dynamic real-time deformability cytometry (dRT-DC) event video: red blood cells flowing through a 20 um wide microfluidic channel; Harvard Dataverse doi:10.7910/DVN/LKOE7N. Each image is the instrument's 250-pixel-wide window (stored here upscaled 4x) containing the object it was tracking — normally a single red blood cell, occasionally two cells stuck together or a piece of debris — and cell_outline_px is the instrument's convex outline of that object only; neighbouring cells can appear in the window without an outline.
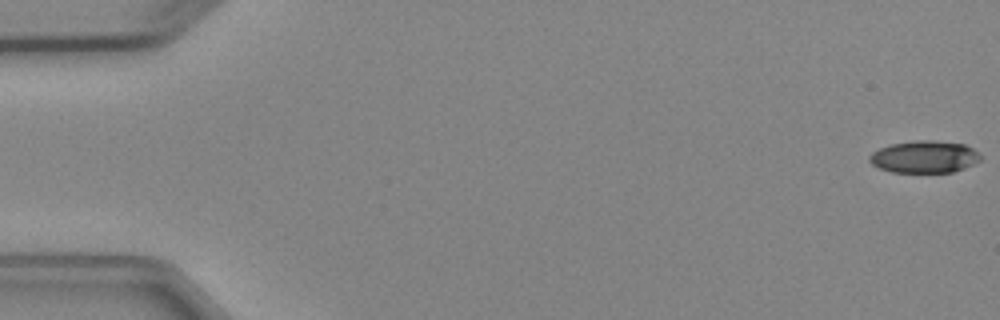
{"species": "Egyptian fruit bat (a non-hibernating species)", "species_latin": "Rousettus aegyptiacus", "temperature_condition": "cold", "stored_images_in_passage": 5, "camera_frame_rate_fps": 3000, "um_per_image_px": 0.085, "animal": {"sex": "female"}, "frame": {"image": 1, "passage_image": 1, "time_ms": 0.0, "image_size_px": [1000, 320], "cell_outline_px": [[980, 160], [964, 168], [952, 172], [892, 172], [880, 168], [872, 164], [868, 160], [868, 156], [872, 152], [888, 144], [916, 140], [936, 140], [964, 144], [972, 148], [980, 156]], "centroid_in_image_um": [78.53, 13.32], "position_along_channel_um": 6.5, "area_um2": 20.81}}
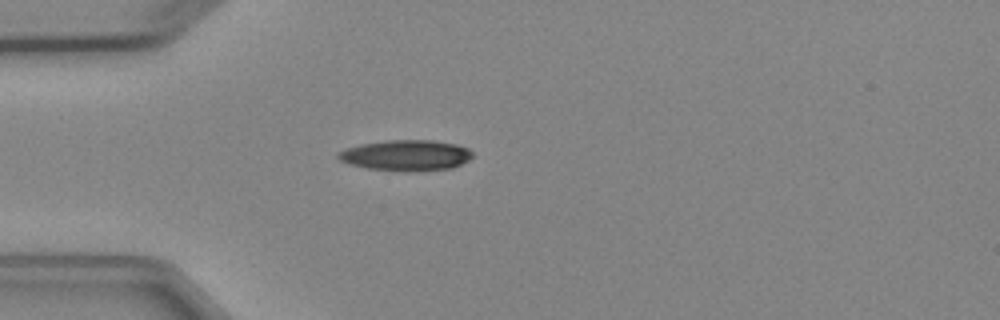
{"frame": {"image": 2, "passage_image": 5, "time_ms": 4.667, "image_size_px": [1000, 320], "cell_outline_px": [[472, 156], [468, 160], [452, 168], [368, 168], [352, 164], [340, 160], [336, 156], [340, 152], [348, 148], [360, 144], [388, 140], [432, 140], [456, 144], [468, 148], [472, 152]], "centroid_in_image_um": [34.53, 13.14], "position_along_channel_um": 50.5, "area_um2": 22.66}}